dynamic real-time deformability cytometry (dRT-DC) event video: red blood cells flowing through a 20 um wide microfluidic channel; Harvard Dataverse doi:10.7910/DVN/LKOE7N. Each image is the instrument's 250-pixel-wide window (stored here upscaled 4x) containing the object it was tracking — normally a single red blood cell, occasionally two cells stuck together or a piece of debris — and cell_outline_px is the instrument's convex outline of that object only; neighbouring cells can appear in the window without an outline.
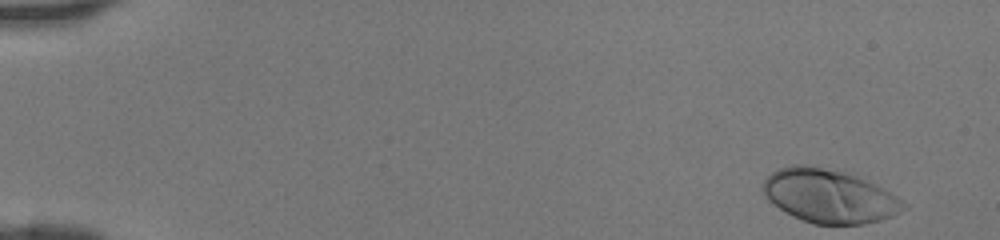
{"species": "human", "species_latin": "Homo sapiens", "temperature_condition": "room temperature", "stored_images_in_passage": 44, "camera_frame_rate_fps": 3000, "um_per_image_px": 0.085, "donor": {"sex": "female"}, "frame": {"image": 1, "passage_image": 1, "time_ms": 0.0, "image_size_px": [1000, 240], "cell_outline_px": [[908, 208], [892, 216], [880, 220], [864, 224], [812, 224], [792, 216], [768, 200], [760, 188], [764, 180], [772, 172], [780, 168], [792, 164], [804, 164], [840, 172], [856, 176], [896, 196], [908, 204]], "centroid_in_image_um": [70.45, 16.68], "position_along_channel_um": 14.6, "area_um2": 43.47}}
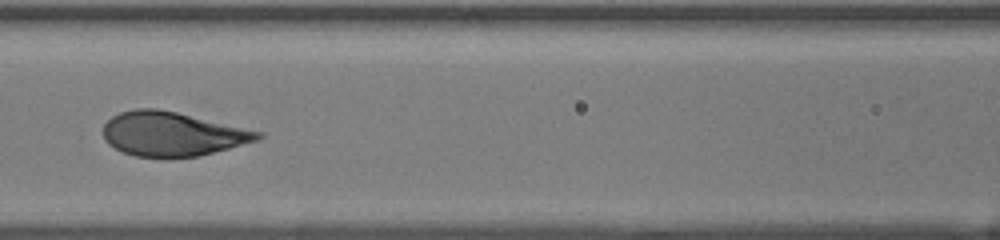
{"frame": {"image": 2, "passage_image": 20, "time_ms": 6.333, "image_size_px": [1000, 240], "cell_outline_px": [[264, 136], [260, 140], [200, 156], [136, 156], [124, 152], [108, 144], [104, 140], [104, 124], [112, 116], [120, 112], [136, 108], [156, 108], [176, 112], [264, 132]], "centroid_in_image_um": [14.68, 11.37], "position_along_channel_um": 151.9, "area_um2": 39.54}}
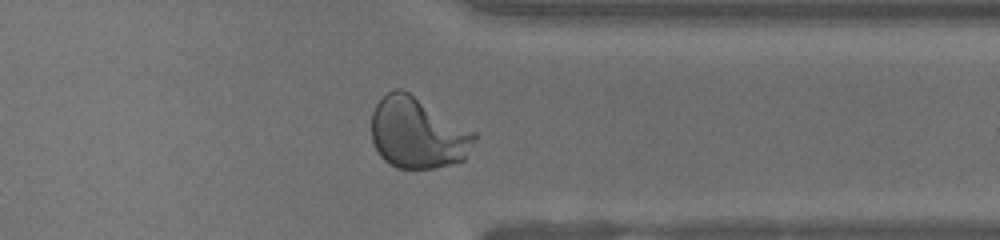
{"frame": {"image": 3, "passage_image": 35, "time_ms": 11.333, "image_size_px": [1000, 240], "cell_outline_px": [[476, 140], [464, 160], [452, 164], [432, 168], [396, 168], [388, 164], [380, 156], [372, 140], [372, 112], [376, 104], [388, 92], [396, 88], [400, 88], [408, 92], [476, 132]], "centroid_in_image_um": [35.5, 11.32], "position_along_channel_um": 375.9, "area_um2": 42.54}}